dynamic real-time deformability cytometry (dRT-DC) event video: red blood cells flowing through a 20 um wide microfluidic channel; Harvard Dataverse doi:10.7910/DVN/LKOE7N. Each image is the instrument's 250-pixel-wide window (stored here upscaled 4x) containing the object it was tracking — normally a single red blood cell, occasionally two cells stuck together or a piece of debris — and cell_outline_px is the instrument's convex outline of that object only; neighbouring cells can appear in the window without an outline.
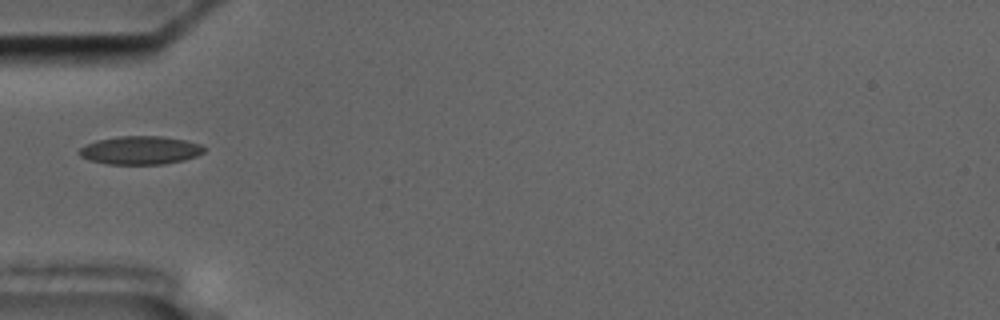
{"species": "common noctule bat (a hibernating species)", "species_latin": "Nyctalus noctula", "temperature_condition": "cold", "stored_images_in_passage": 38, "segment_of_instrument_passage": [1, 2], "camera_frame_rate_fps": 3000, "um_per_image_px": 0.085, "animal": {"sex": "male", "body_mass_g": 17.5, "forearm_length_mm": 52.3}, "frame": {"image": 1, "passage_image": 1, "time_ms": 0.0, "image_size_px": [1000, 320], "cell_outline_px": [[204, 152], [196, 156], [184, 160], [164, 164], [108, 164], [88, 160], [80, 156], [80, 148], [96, 140], [120, 136], [160, 136], [184, 140], [200, 144], [204, 148]], "centroid_in_image_um": [11.92, 12.77], "position_along_channel_um": 73.1, "area_um2": 20.46}}
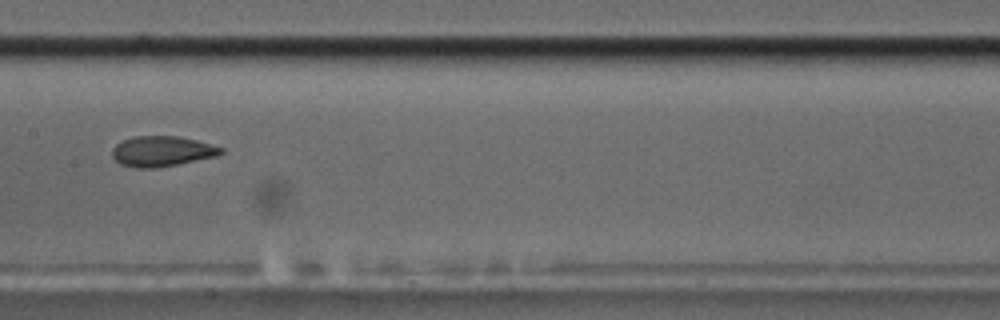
{"frame": {"image": 2, "passage_image": 11, "time_ms": 3.333, "image_size_px": [1000, 320], "cell_outline_px": [[224, 152], [216, 156], [156, 168], [136, 168], [120, 164], [112, 156], [112, 148], [116, 144], [124, 140], [136, 136], [180, 136], [196, 140], [224, 148]], "centroid_in_image_um": [13.75, 12.85], "position_along_channel_um": 193.6, "area_um2": 19.13}}
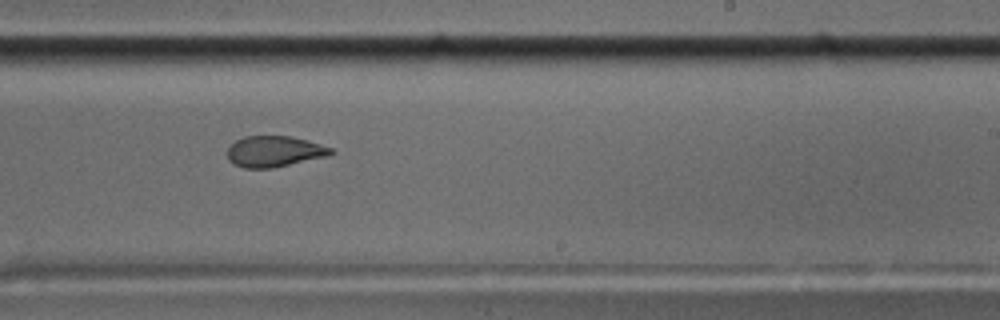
{"frame": {"image": 3, "passage_image": 17, "time_ms": 5.333, "image_size_px": [1000, 320], "cell_outline_px": [[336, 152], [328, 156], [272, 168], [244, 168], [232, 164], [228, 160], [228, 148], [236, 140], [244, 136], [292, 136], [320, 144], [332, 148]], "centroid_in_image_um": [23.32, 12.87], "position_along_channel_um": 265.7, "area_um2": 18.73}}